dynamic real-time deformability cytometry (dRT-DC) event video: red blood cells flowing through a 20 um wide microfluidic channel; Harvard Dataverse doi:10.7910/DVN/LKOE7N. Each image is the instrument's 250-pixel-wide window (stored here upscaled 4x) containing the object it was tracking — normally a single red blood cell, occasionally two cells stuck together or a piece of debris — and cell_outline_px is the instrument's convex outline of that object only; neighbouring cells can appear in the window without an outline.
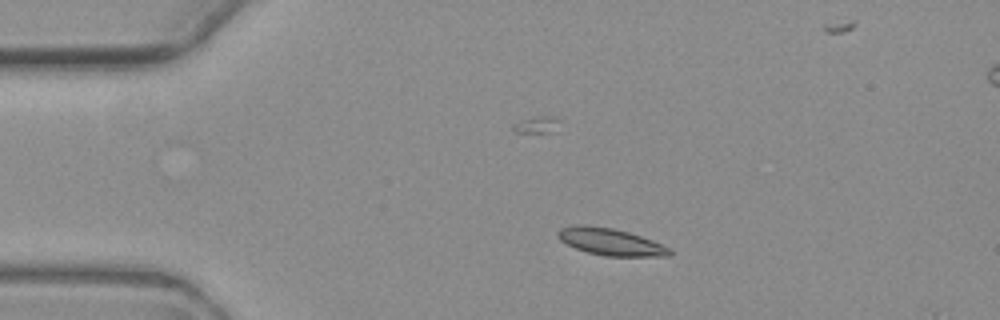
{"species": "common noctule bat (a hibernating species)", "species_latin": "Nyctalus noctula", "temperature_condition": "warm", "stored_images_in_passage": 4, "camera_frame_rate_fps": 3000, "um_per_image_px": 0.085, "animal": {"sex": "female", "body_mass_g": 19.3, "forearm_length_mm": 54.1}, "frame": {"image": 1, "passage_image": 2, "time_ms": 1.333, "image_size_px": [1000, 320], "cell_outline_px": [[672, 252], [668, 256], [604, 256], [588, 252], [576, 248], [560, 240], [556, 236], [556, 232], [560, 228], [576, 224], [584, 224], [612, 228], [628, 232], [652, 240], [672, 248]], "centroid_in_image_um": [51.88, 20.54], "position_along_channel_um": 33.1, "area_um2": 17.63}}